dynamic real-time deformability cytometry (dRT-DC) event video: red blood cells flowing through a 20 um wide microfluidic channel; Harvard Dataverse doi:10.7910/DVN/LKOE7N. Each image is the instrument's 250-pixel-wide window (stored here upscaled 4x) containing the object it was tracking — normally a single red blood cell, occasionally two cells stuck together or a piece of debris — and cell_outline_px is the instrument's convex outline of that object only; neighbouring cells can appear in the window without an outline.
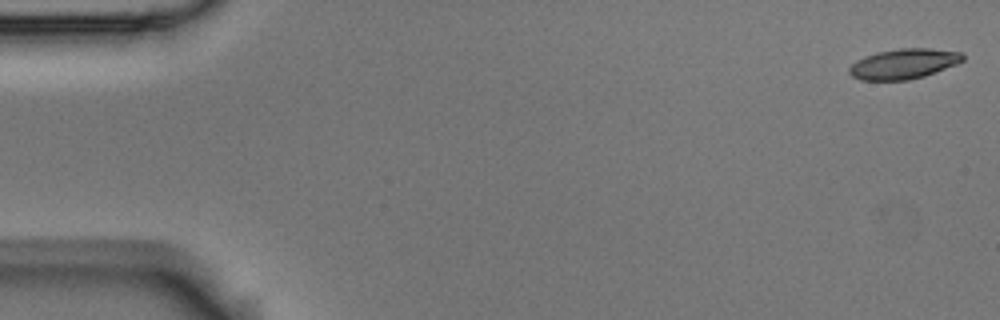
{"species": "Egyptian fruit bat (a non-hibernating species)", "species_latin": "Rousettus aegyptiacus", "temperature_condition": "room temperature", "stored_images_in_passage": 5, "camera_frame_rate_fps": 3000, "um_per_image_px": 0.085, "animal": {"sex": "male"}, "frame": {"image": 1, "passage_image": 1, "time_ms": 0.0, "image_size_px": [1000, 320], "cell_outline_px": [[964, 60], [956, 64], [924, 76], [908, 80], [860, 80], [852, 76], [848, 72], [848, 68], [856, 60], [864, 56], [876, 52], [900, 48], [932, 48], [964, 52]], "centroid_in_image_um": [76.81, 5.41], "position_along_channel_um": 8.2, "area_um2": 20.11}}
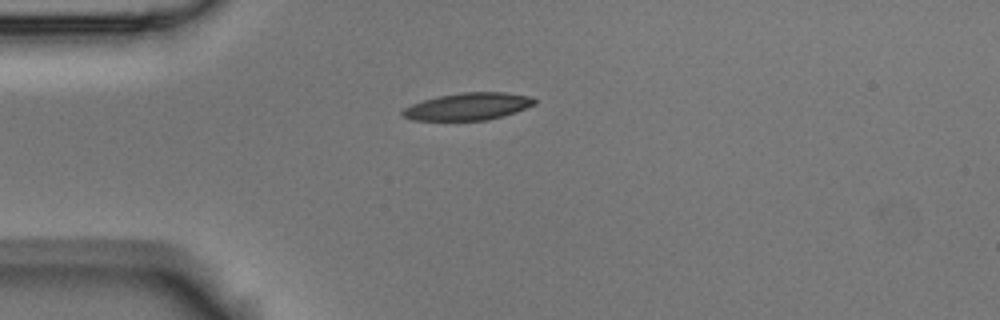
{"frame": {"image": 2, "passage_image": 5, "time_ms": 1.333, "image_size_px": [1000, 320], "cell_outline_px": [[536, 104], [488, 120], [412, 120], [404, 116], [400, 112], [404, 108], [412, 104], [424, 100], [440, 96], [460, 92], [504, 92], [528, 96], [536, 100]], "centroid_in_image_um": [39.75, 9.04], "position_along_channel_um": 45.3, "area_um2": 20.58}}